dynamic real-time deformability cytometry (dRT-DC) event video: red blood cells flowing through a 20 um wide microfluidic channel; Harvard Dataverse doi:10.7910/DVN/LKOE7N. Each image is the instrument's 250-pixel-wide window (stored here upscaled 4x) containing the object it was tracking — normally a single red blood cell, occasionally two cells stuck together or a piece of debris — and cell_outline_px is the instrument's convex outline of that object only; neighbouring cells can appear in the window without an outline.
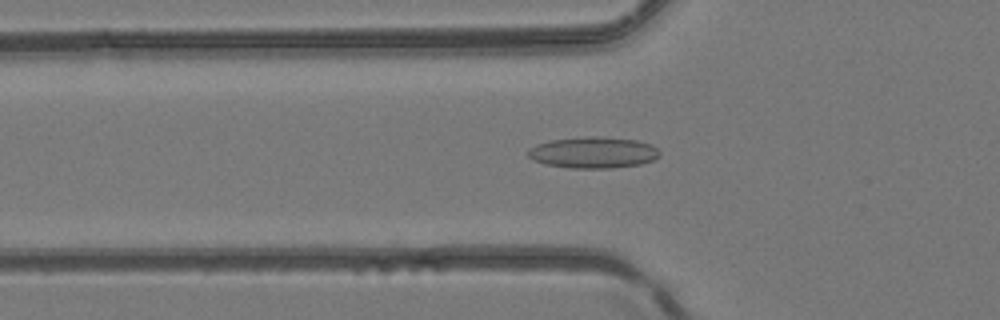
{"species": "common noctule bat (a hibernating species)", "species_latin": "Nyctalus noctula", "temperature_condition": "room temperature", "stored_images_in_passage": 45, "camera_frame_rate_fps": 3000, "um_per_image_px": 0.085, "animal": {"sex": "female", "body_mass_g": 24.6, "forearm_length_mm": 56.2}, "frame": {"image": 1, "passage_image": 14, "time_ms": 4.333, "image_size_px": [1000, 320], "cell_outline_px": [[660, 156], [652, 160], [640, 164], [612, 168], [568, 168], [544, 164], [532, 160], [528, 156], [528, 148], [536, 144], [552, 140], [584, 136], [592, 136], [636, 140], [652, 144], [660, 152]], "centroid_in_image_um": [50.4, 12.97], "position_along_channel_um": 75.4, "area_um2": 24.1}}
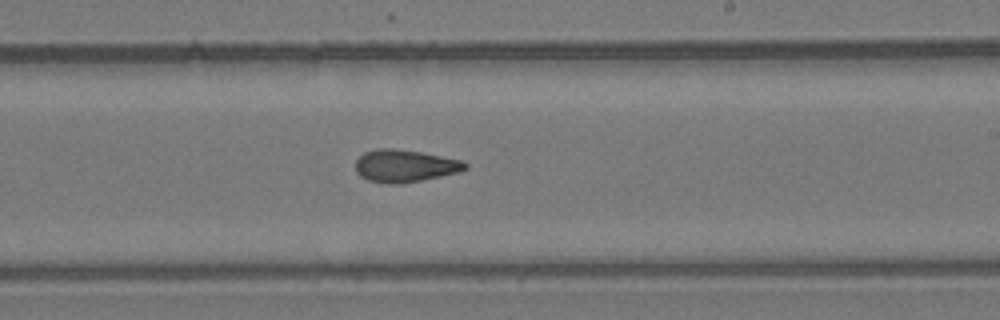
{"frame": {"image": 2, "passage_image": 26, "time_ms": 8.333, "image_size_px": [1000, 320], "cell_outline_px": [[468, 168], [460, 172], [400, 184], [388, 184], [368, 180], [360, 176], [356, 172], [356, 160], [364, 152], [380, 148], [392, 148], [420, 152], [460, 160], [468, 164]], "centroid_in_image_um": [34.39, 14.1], "position_along_channel_um": 254.6, "area_um2": 20.58}}
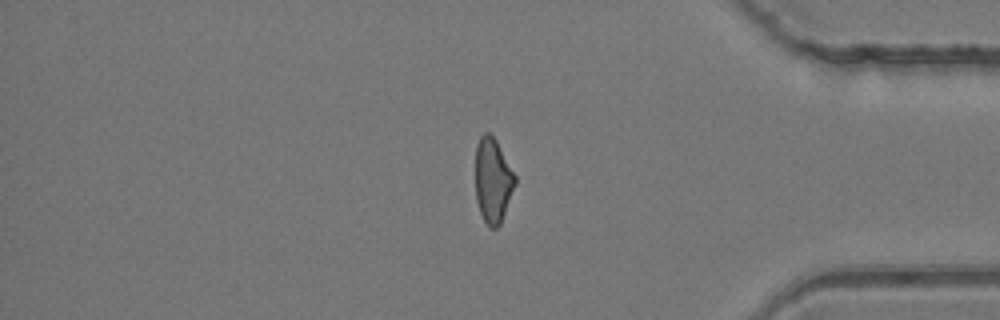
{"frame": {"image": 3, "passage_image": 37, "time_ms": 12.0, "image_size_px": [1000, 320], "cell_outline_px": [[516, 184], [500, 224], [496, 228], [488, 228], [480, 212], [476, 200], [476, 144], [480, 136], [484, 132], [488, 132], [496, 140], [516, 176]], "centroid_in_image_um": [41.89, 15.34], "position_along_channel_um": 393.3, "area_um2": 19.54}}